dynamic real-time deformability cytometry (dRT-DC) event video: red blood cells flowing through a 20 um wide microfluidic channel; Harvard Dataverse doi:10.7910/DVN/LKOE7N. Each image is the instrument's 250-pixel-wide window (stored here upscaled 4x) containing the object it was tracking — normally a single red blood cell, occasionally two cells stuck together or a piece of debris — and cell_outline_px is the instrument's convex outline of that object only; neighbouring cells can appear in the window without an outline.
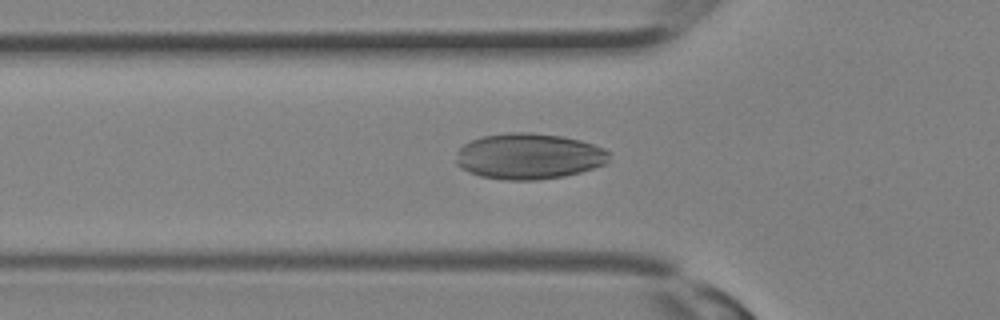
{"species": "Egyptian fruit bat (a non-hibernating species)", "species_latin": "Rousettus aegyptiacus", "temperature_condition": "room temperature", "stored_images_in_passage": 25, "camera_frame_rate_fps": 3000, "um_per_image_px": 0.085, "animal": {"sex": "female"}, "frame": {"image": 1, "passage_image": 4, "time_ms": 1.0, "image_size_px": [1000, 320], "cell_outline_px": [[612, 152], [608, 160], [604, 164], [580, 172], [564, 176], [536, 180], [504, 180], [480, 176], [468, 172], [460, 168], [456, 164], [456, 152], [464, 144], [472, 140], [484, 136], [508, 132], [528, 132], [560, 136], [580, 140], [604, 148]], "centroid_in_image_um": [44.94, 13.29], "position_along_channel_um": 80.9, "area_um2": 41.04}}
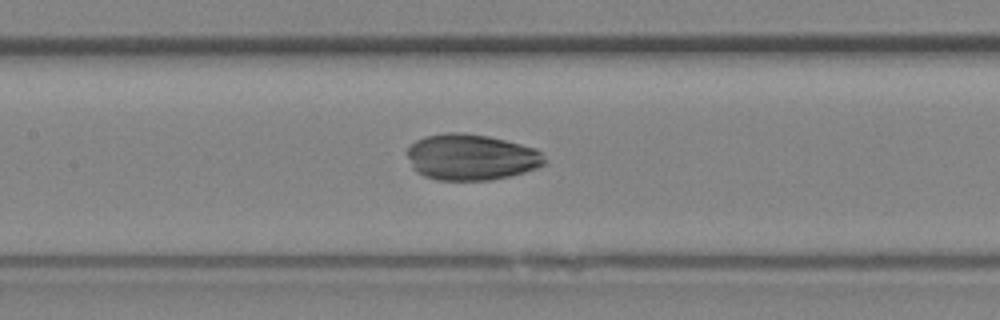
{"frame": {"image": 2, "passage_image": 8, "time_ms": 2.333, "image_size_px": [1000, 320], "cell_outline_px": [[548, 160], [544, 164], [536, 168], [524, 172], [508, 176], [488, 180], [436, 180], [424, 176], [416, 172], [412, 168], [408, 156], [408, 148], [416, 140], [424, 136], [448, 132], [464, 132], [488, 136], [536, 148]], "centroid_in_image_um": [40.04, 13.35], "position_along_channel_um": 167.4, "area_um2": 36.93}}
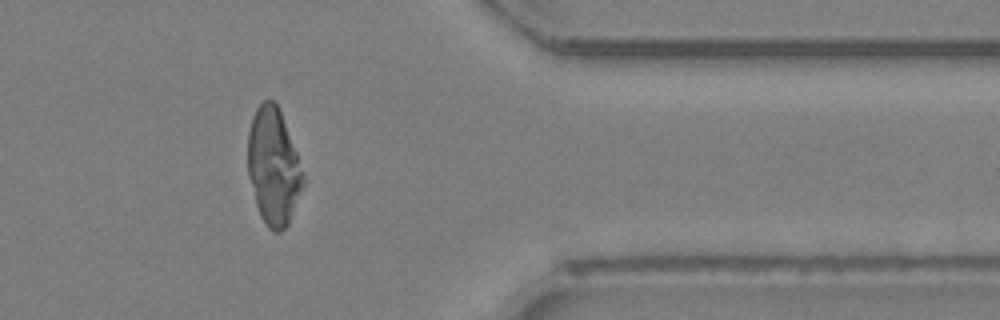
{"frame": {"image": 3, "passage_image": 19, "time_ms": 6.0, "image_size_px": [1000, 320], "cell_outline_px": [[304, 184], [288, 224], [280, 232], [272, 232], [268, 228], [260, 216], [256, 204], [248, 176], [248, 132], [252, 116], [256, 108], [264, 100], [272, 100], [276, 104], [280, 112], [296, 152], [304, 176]], "centroid_in_image_um": [23.22, 14.19], "position_along_channel_um": 388.2, "area_um2": 37.28}}